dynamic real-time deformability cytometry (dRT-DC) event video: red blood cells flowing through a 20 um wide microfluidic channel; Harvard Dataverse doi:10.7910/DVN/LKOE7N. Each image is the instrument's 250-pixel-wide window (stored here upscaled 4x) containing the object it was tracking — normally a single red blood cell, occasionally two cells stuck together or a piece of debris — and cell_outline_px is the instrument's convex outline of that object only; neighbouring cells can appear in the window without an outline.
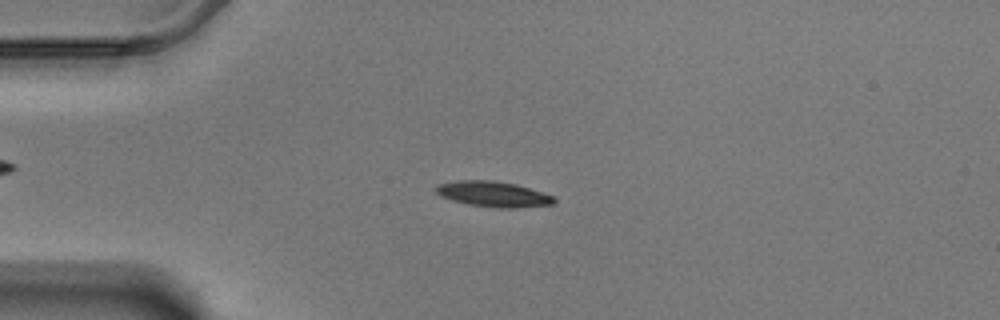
{"species": "Egyptian fruit bat (a non-hibernating species)", "species_latin": "Rousettus aegyptiacus", "temperature_condition": "warm", "stored_images_in_passage": 59, "camera_frame_rate_fps": 3000, "um_per_image_px": 0.085, "animal": {"sex": "male"}, "frame": {"image": 1, "passage_image": 15, "time_ms": 4.667, "image_size_px": [1000, 320], "cell_outline_px": [[556, 200], [552, 204], [516, 208], [496, 208], [468, 204], [452, 200], [440, 196], [432, 188], [436, 184], [456, 180], [492, 180], [516, 184], [552, 196]], "centroid_in_image_um": [41.84, 16.49], "position_along_channel_um": 43.2, "area_um2": 17.57}}
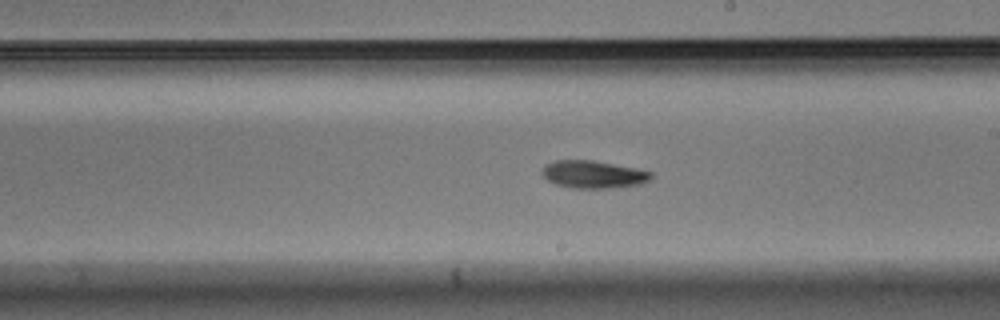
{"frame": {"image": 2, "passage_image": 34, "time_ms": 11.0, "image_size_px": [1000, 320], "cell_outline_px": [[652, 176], [648, 180], [640, 184], [608, 188], [572, 188], [556, 184], [548, 180], [540, 172], [544, 164], [552, 160], [592, 160], [636, 168], [652, 172]], "centroid_in_image_um": [50.38, 14.81], "position_along_channel_um": 238.6, "area_um2": 17.51}}
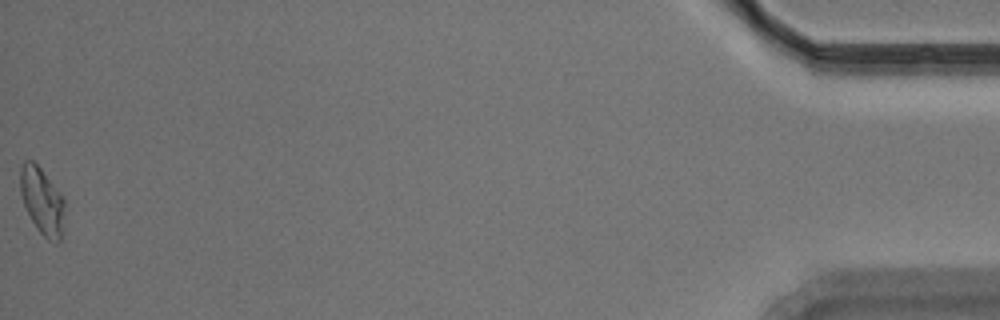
{"frame": {"image": 3, "passage_image": 59, "time_ms": 19.333, "image_size_px": [1000, 320], "cell_outline_px": [[64, 204], [60, 240], [56, 244], [48, 240], [36, 228], [24, 204], [20, 192], [20, 168], [24, 160], [32, 160], [40, 168], [64, 200]], "centroid_in_image_um": [3.54, 17.09], "position_along_channel_um": 431.7, "area_um2": 16.76}, "authors_computed_cell_mechanics": {"area_um2": 16.9932, "velocity_mm_per_s": 3.4632, "shape_relaxation_time_tau1_ms": 8.0047, "shape_relaxation_time_tau2_ms": 4.8112, "deformation_change_tau1": 0.1672, "deformation_change_tau2": 0.1197}}